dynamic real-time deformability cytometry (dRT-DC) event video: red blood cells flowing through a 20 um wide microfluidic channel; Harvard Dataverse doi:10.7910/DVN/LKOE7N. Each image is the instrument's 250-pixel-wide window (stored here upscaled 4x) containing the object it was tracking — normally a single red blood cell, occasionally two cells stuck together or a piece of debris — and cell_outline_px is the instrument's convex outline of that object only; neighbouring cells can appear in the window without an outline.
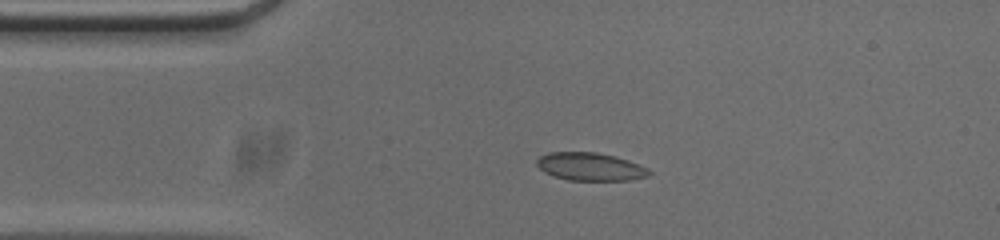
{"species": "common noctule bat (a hibernating species)", "species_latin": "Nyctalus noctula", "temperature_condition": "cold", "stored_images_in_passage": 43, "camera_frame_rate_fps": 3000, "um_per_image_px": 0.085, "animal": {"sex": "male", "body_mass_g": 20.0, "forearm_length_mm": 53.3}, "frame": {"image": 1, "passage_image": 1, "time_ms": 0.0, "image_size_px": [1000, 240], "cell_outline_px": [[652, 172], [648, 176], [628, 180], [568, 180], [552, 176], [544, 172], [536, 164], [536, 160], [540, 156], [548, 152], [596, 152], [628, 160], [648, 168]], "centroid_in_image_um": [50.14, 14.17], "position_along_channel_um": 34.9, "area_um2": 18.26}}
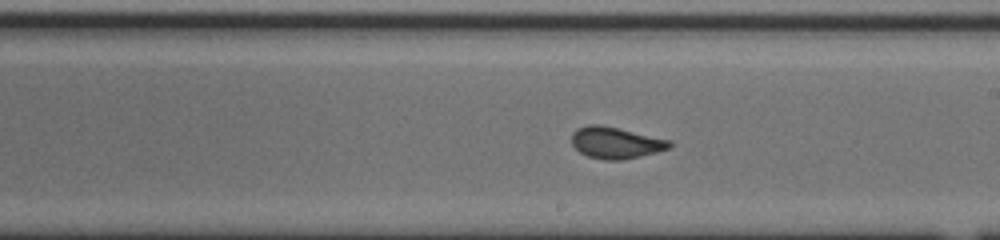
{"frame": {"image": 2, "passage_image": 19, "time_ms": 6.0, "image_size_px": [1000, 240], "cell_outline_px": [[672, 144], [668, 148], [656, 152], [640, 156], [620, 160], [604, 160], [588, 156], [580, 152], [572, 144], [572, 132], [576, 128], [588, 124], [600, 124], [672, 140]], "centroid_in_image_um": [52.32, 12.12], "position_along_channel_um": 236.7, "area_um2": 17.98}}
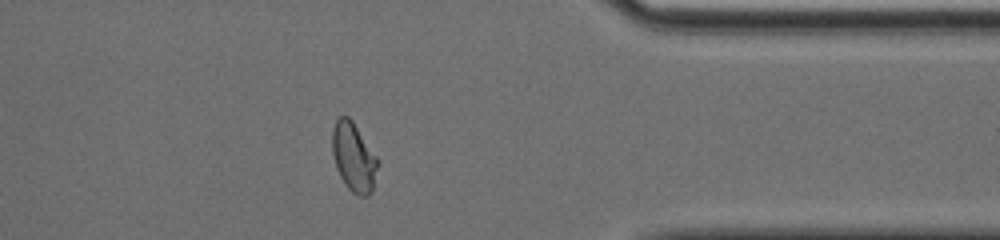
{"frame": {"image": 3, "passage_image": 32, "time_ms": 10.333, "image_size_px": [1000, 240], "cell_outline_px": [[380, 164], [372, 192], [368, 196], [360, 196], [352, 192], [344, 184], [336, 168], [332, 152], [332, 128], [336, 120], [340, 116], [348, 116], [352, 120], [380, 160]], "centroid_in_image_um": [30.09, 13.37], "position_along_channel_um": 381.3, "area_um2": 18.67}, "authors_computed_cell_mechanics": {"area_um2": 18.1492, "velocity_mm_per_s": 3.7802, "shape_relaxation_time_tau1_ms": 5.3428, "shape_relaxation_time_tau2_ms": null, "deformation_change_tau1": 0.1021, "deformation_change_tau2": null}}